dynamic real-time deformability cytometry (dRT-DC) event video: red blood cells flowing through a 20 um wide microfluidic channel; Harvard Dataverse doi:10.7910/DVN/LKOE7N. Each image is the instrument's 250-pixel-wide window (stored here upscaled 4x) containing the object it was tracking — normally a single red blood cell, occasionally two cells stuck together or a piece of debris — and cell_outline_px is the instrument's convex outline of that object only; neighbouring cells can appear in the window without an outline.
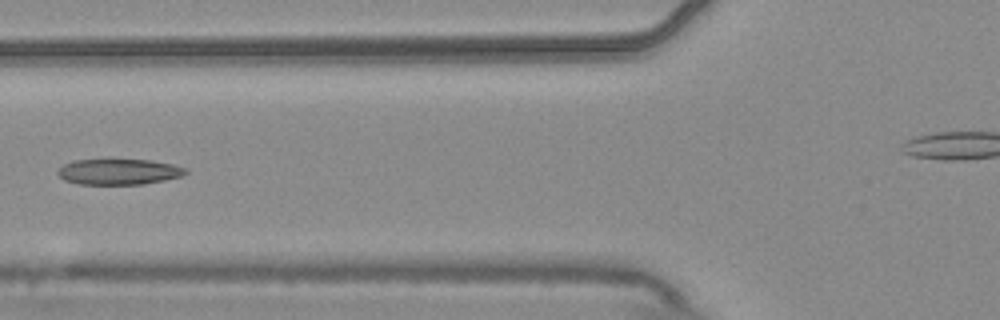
{"species": "common noctule bat (a hibernating species)", "species_latin": "Nyctalus noctula", "temperature_condition": "warm", "stored_images_in_passage": 7, "camera_frame_rate_fps": 3000, "um_per_image_px": 0.085, "animal": {"sex": "male", "body_mass_g": 20.4}, "frame": {"image": 1, "passage_image": 7, "time_ms": 2.0, "image_size_px": [1000, 320], "cell_outline_px": [[188, 172], [180, 176], [164, 180], [144, 184], [80, 184], [64, 180], [56, 172], [64, 164], [76, 160], [148, 160], [172, 164], [188, 168]], "centroid_in_image_um": [10.11, 14.6], "position_along_channel_um": 115.7, "area_um2": 18.96}}